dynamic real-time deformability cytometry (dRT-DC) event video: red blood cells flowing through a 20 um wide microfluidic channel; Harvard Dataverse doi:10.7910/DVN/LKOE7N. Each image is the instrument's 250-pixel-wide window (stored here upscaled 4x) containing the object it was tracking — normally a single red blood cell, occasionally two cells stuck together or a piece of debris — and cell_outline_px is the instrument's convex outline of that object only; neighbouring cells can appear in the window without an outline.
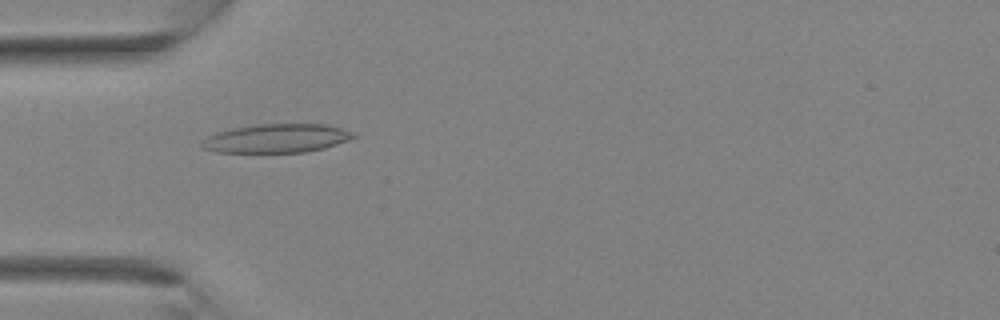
{"species": "Egyptian fruit bat (a non-hibernating species)", "species_latin": "Rousettus aegyptiacus", "temperature_condition": "room temperature", "stored_images_in_passage": 35, "camera_frame_rate_fps": 3000, "um_per_image_px": 0.085, "animal": {"sex": "female"}, "frame": {"image": 1, "passage_image": 11, "time_ms": 3.333, "image_size_px": [1000, 320], "cell_outline_px": [[360, 136], [324, 148], [304, 152], [216, 152], [204, 148], [200, 144], [208, 136], [216, 132], [256, 124], [328, 124], [356, 132]], "centroid_in_image_um": [23.59, 11.75], "position_along_channel_um": 61.4, "area_um2": 25.37}}
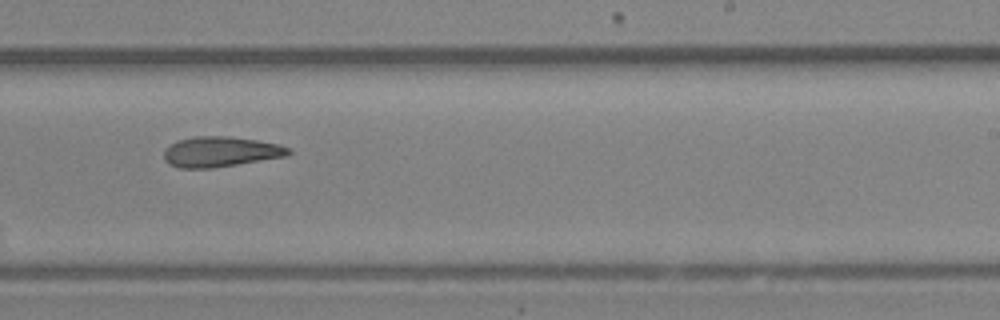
{"frame": {"image": 2, "passage_image": 22, "time_ms": 7.0, "image_size_px": [1000, 320], "cell_outline_px": [[292, 152], [288, 156], [212, 168], [176, 168], [168, 164], [164, 160], [164, 152], [176, 140], [196, 136], [228, 136], [256, 140], [276, 144], [292, 148]], "centroid_in_image_um": [18.75, 12.9], "position_along_channel_um": 270.3, "area_um2": 22.02}}
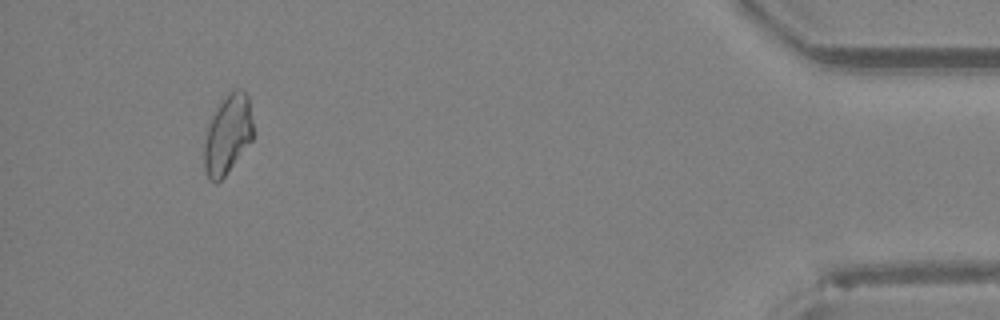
{"frame": {"image": 3, "passage_image": 33, "time_ms": 10.667, "image_size_px": [1000, 320], "cell_outline_px": [[252, 140], [228, 172], [216, 184], [208, 180], [204, 168], [204, 144], [208, 124], [220, 100], [236, 88], [240, 88], [248, 96], [252, 120]], "centroid_in_image_um": [19.33, 11.45], "position_along_channel_um": 415.9, "area_um2": 22.6}}